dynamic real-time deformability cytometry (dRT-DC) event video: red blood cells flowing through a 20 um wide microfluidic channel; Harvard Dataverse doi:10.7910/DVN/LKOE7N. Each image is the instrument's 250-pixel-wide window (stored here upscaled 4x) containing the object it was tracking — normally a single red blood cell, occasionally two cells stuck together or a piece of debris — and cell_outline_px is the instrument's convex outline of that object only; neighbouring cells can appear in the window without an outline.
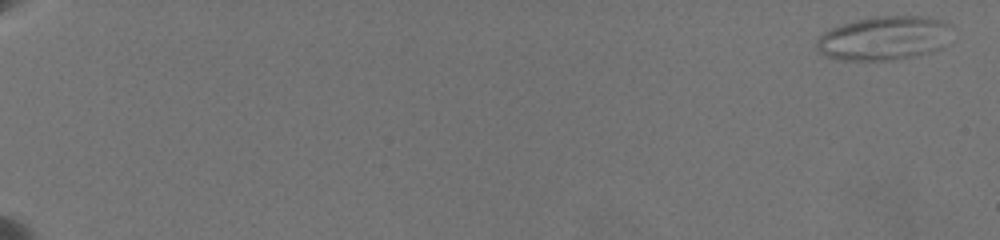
{"species": "common noctule bat (a hibernating species)", "species_latin": "Nyctalus noctula", "temperature_condition": "warm", "stored_images_in_passage": 39, "camera_frame_rate_fps": 3000, "um_per_image_px": 0.085, "animal": {"sex": "female", "body_mass_g": 19.5, "forearm_length_mm": 54.1}, "frame": {"image": 1, "passage_image": 1, "time_ms": 0.0, "image_size_px": [1000, 240], "cell_outline_px": [[952, 24], [944, 48], [916, 56], [892, 60], [840, 60], [824, 56], [816, 48], [816, 40], [828, 28], [856, 20], [880, 16], [924, 16], [944, 20]], "centroid_in_image_um": [75.15, 3.25], "position_along_channel_um": 9.8, "area_um2": 35.03}}
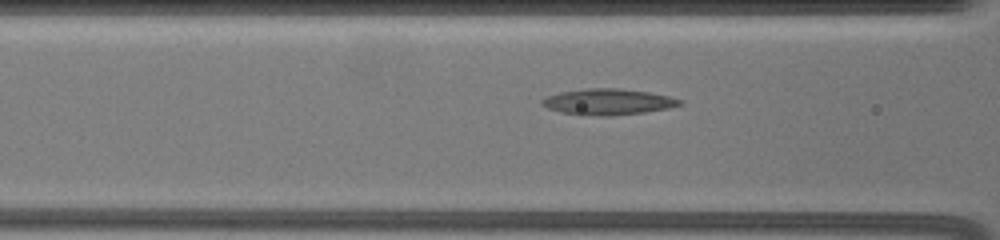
{"frame": {"image": 2, "passage_image": 24, "time_ms": 9.667, "image_size_px": [1000, 240], "cell_outline_px": [[684, 104], [668, 108], [644, 112], [612, 116], [596, 116], [560, 112], [548, 108], [540, 104], [540, 100], [548, 96], [560, 92], [584, 88], [620, 88], [648, 92], [668, 96], [684, 100]], "centroid_in_image_um": [51.69, 8.65], "position_along_channel_um": 114.9, "area_um2": 20.98}}
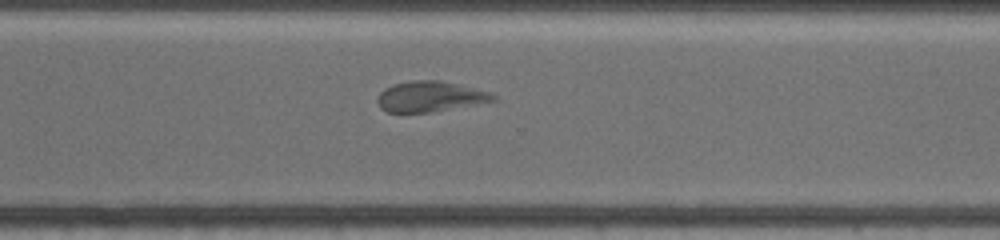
{"frame": {"image": 3, "passage_image": 39, "time_ms": 16.0, "image_size_px": [1000, 240], "cell_outline_px": [[496, 100], [428, 112], [388, 112], [380, 108], [376, 100], [380, 92], [384, 88], [392, 84], [412, 80], [440, 80], [492, 92], [496, 96]], "centroid_in_image_um": [36.51, 8.19], "position_along_channel_um": 334.1, "area_um2": 20.4}}